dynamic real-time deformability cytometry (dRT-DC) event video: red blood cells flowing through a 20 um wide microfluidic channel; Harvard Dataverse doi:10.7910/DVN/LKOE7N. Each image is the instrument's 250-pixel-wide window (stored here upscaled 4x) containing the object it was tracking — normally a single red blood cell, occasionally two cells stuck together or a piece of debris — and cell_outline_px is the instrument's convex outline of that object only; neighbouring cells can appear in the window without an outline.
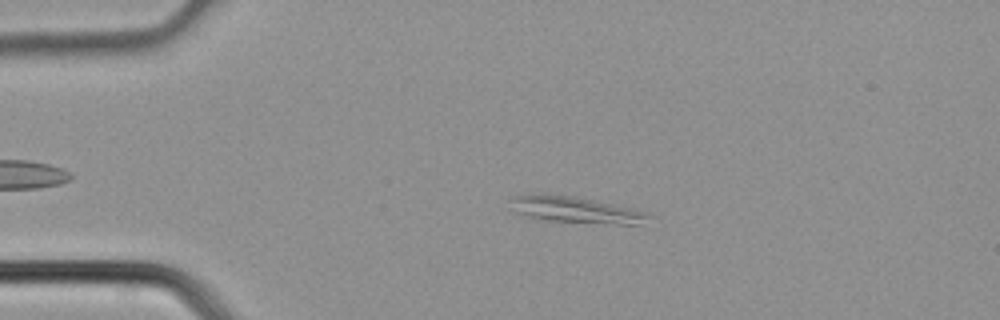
{"species": "common noctule bat (a hibernating species)", "species_latin": "Nyctalus noctula", "temperature_condition": "cold", "stored_images_in_passage": 4, "camera_frame_rate_fps": 3000, "um_per_image_px": 0.085, "animal": {"sex": "male", "body_mass_g": 21.5, "forearm_length_mm": 52.0}, "frame": {"image": 1, "passage_image": 3, "time_ms": 0.667, "image_size_px": [1000, 320], "cell_outline_px": [[652, 216], [640, 224], [616, 224], [540, 220], [516, 212], [512, 200], [512, 196], [540, 192], [544, 192], [572, 196], [636, 208], [648, 212]], "centroid_in_image_um": [48.96, 17.81], "position_along_channel_um": 36.0, "area_um2": 21.39}}